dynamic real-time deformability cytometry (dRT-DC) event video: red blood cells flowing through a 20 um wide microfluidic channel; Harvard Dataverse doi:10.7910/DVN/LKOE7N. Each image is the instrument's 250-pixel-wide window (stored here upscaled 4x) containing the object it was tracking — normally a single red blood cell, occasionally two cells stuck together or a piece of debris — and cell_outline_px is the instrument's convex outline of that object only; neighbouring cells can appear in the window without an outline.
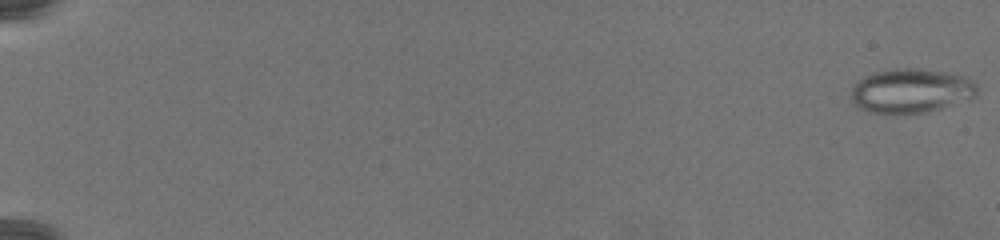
{"species": "common noctule bat (a hibernating species)", "species_latin": "Nyctalus noctula", "temperature_condition": "warm", "stored_images_in_passage": 80, "camera_frame_rate_fps": 3000, "um_per_image_px": 0.085, "animal": {"sex": "female", "body_mass_g": 19.5, "forearm_length_mm": 54.1}, "frame": {"image": 1, "passage_image": 1, "time_ms": 0.0, "image_size_px": [1000, 240], "cell_outline_px": [[976, 96], [928, 112], [904, 116], [868, 112], [856, 108], [852, 100], [852, 88], [860, 80], [876, 72], [896, 68], [920, 68], [944, 72], [964, 76], [976, 80]], "centroid_in_image_um": [77.43, 7.75], "position_along_channel_um": 7.6, "area_um2": 32.89}}
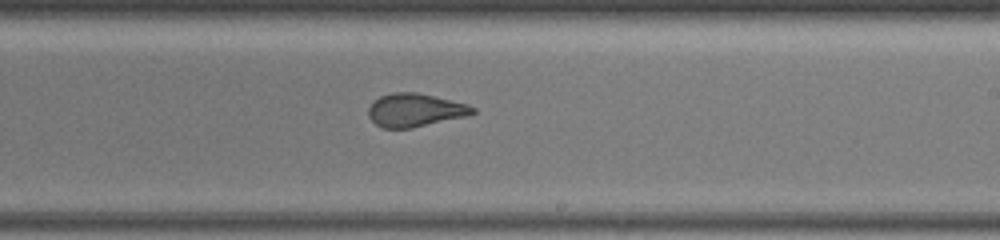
{"frame": {"image": 2, "passage_image": 52, "time_ms": 17.0, "image_size_px": [1000, 240], "cell_outline_px": [[476, 112], [464, 116], [412, 128], [384, 128], [376, 124], [368, 116], [368, 108], [372, 100], [380, 96], [392, 92], [416, 92], [468, 104], [476, 108]], "centroid_in_image_um": [35.24, 9.35], "position_along_channel_um": 253.8, "area_um2": 20.11}}
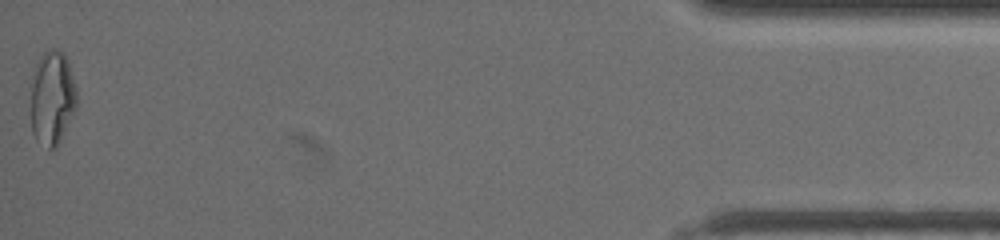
{"frame": {"image": 3, "passage_image": 80, "time_ms": 26.333, "image_size_px": [1000, 240], "cell_outline_px": [[76, 108], [56, 148], [48, 148], [36, 140], [32, 132], [32, 76], [36, 64], [40, 56], [48, 48], [56, 48], [64, 52], [68, 60], [76, 88]], "centroid_in_image_um": [4.44, 8.27], "position_along_channel_um": 430.8, "area_um2": 25.14}}